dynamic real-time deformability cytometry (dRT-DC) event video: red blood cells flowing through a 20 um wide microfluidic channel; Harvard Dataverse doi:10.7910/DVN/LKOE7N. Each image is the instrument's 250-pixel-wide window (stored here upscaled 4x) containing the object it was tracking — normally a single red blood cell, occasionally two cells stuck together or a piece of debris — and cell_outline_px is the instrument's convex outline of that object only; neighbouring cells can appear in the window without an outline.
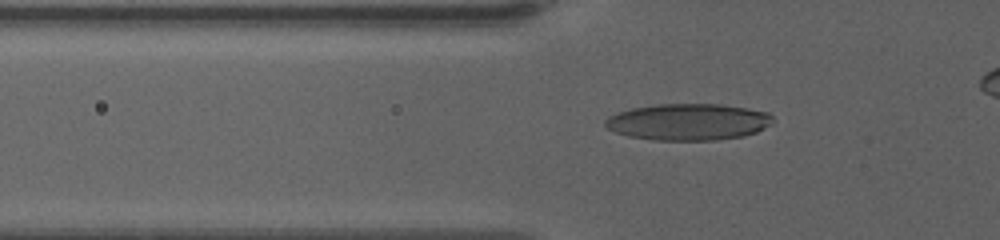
{"species": "human", "species_latin": "Homo sapiens", "temperature_condition": "warm", "stored_images_in_passage": 57, "camera_frame_rate_fps": 3000, "um_per_image_px": 0.085, "donor": {"sex": "female"}, "frame": {"image": 1, "passage_image": 23, "time_ms": 7.333, "image_size_px": [1000, 240], "cell_outline_px": [[772, 124], [756, 132], [744, 136], [716, 140], [652, 140], [628, 136], [616, 132], [608, 128], [604, 124], [604, 120], [608, 116], [632, 108], [656, 104], [720, 104], [748, 108], [768, 112], [772, 116]], "centroid_in_image_um": [58.51, 10.36], "position_along_channel_um": 67.3, "area_um2": 35.84}}
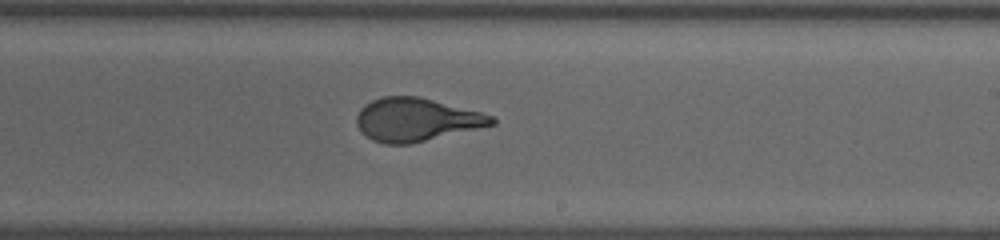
{"frame": {"image": 2, "passage_image": 39, "time_ms": 12.667, "image_size_px": [1000, 240], "cell_outline_px": [[496, 124], [412, 144], [384, 144], [372, 140], [356, 124], [356, 116], [360, 108], [364, 104], [372, 100], [384, 96], [420, 96], [480, 112], [492, 116], [496, 120]], "centroid_in_image_um": [35.37, 10.17], "position_along_channel_um": 253.6, "area_um2": 33.99}}
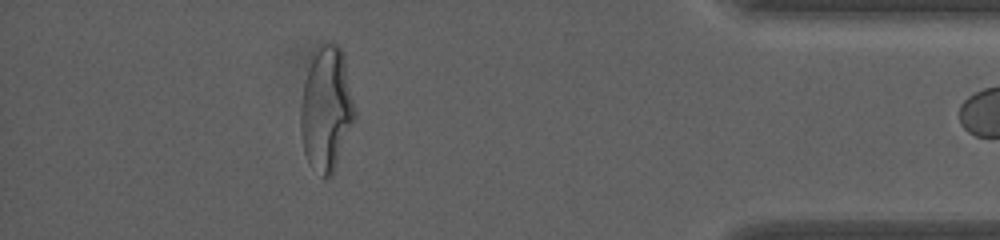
{"frame": {"image": 3, "passage_image": 55, "time_ms": 18.0, "image_size_px": [1000, 240], "cell_outline_px": [[356, 120], [332, 176], [324, 180], [308, 160], [304, 152], [300, 132], [300, 108], [304, 84], [308, 68], [320, 44], [328, 40], [332, 40], [340, 48], [344, 56], [356, 108]], "centroid_in_image_um": [27.77, 9.28], "position_along_channel_um": 407.4, "area_um2": 39.65}}